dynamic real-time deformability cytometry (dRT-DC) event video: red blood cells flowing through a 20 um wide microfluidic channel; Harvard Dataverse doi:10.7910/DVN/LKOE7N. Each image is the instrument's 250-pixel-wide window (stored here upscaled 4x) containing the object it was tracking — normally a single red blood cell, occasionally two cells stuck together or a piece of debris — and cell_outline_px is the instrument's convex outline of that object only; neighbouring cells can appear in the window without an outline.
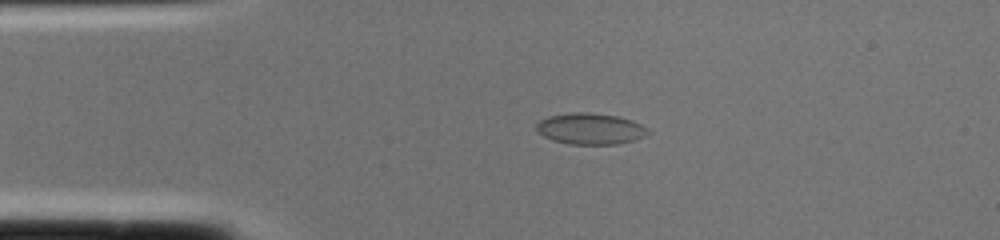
{"species": "common noctule bat (a hibernating species)", "species_latin": "Nyctalus noctula", "temperature_condition": "cold", "stored_images_in_passage": 1, "camera_frame_rate_fps": 3000, "um_per_image_px": 0.085, "animal": {"sex": "female", "body_mass_g": 22.0, "forearm_length_mm": 56.7}, "frame": {"image": 1, "passage_image": 1, "time_ms": 0.0, "image_size_px": [1000, 240], "cell_outline_px": [[648, 132], [644, 136], [632, 140], [616, 144], [568, 144], [552, 140], [544, 136], [536, 128], [536, 124], [540, 120], [548, 116], [572, 112], [588, 112], [616, 116], [632, 120], [648, 128]], "centroid_in_image_um": [50.15, 10.94], "position_along_channel_um": 34.8, "area_um2": 20.11}}